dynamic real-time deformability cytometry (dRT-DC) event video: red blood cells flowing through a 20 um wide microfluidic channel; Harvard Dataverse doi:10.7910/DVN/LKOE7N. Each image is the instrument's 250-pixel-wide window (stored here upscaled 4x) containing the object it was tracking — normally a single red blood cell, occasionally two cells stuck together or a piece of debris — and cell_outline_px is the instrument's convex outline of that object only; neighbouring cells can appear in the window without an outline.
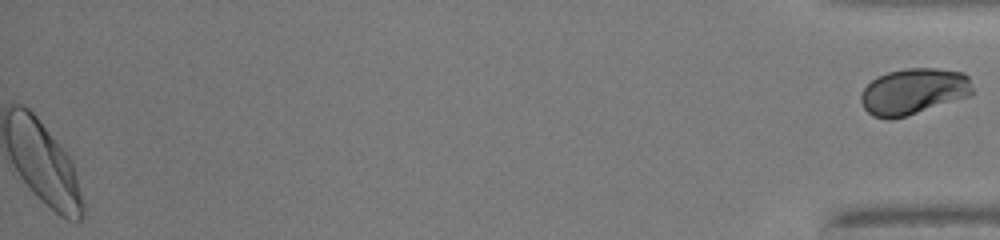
{"species": "human", "species_latin": "Homo sapiens", "temperature_condition": "warm", "stored_images_in_passage": 44, "segment_of_instrument_passage": [2, 2], "camera_frame_rate_fps": 3000, "um_per_image_px": 0.085, "donor": {"sex": "male"}, "frame": {"image": 1, "passage_image": 44, "time_ms": 14.333, "image_size_px": [1000, 240], "cell_outline_px": [[972, 96], [908, 116], [892, 120], [888, 120], [872, 116], [864, 108], [860, 100], [860, 96], [864, 88], [876, 76], [888, 72], [904, 68], [936, 68], [964, 72], [968, 76], [972, 88]], "centroid_in_image_um": [77.65, 7.79], "position_along_channel_um": 357.5, "area_um2": 30.58}}